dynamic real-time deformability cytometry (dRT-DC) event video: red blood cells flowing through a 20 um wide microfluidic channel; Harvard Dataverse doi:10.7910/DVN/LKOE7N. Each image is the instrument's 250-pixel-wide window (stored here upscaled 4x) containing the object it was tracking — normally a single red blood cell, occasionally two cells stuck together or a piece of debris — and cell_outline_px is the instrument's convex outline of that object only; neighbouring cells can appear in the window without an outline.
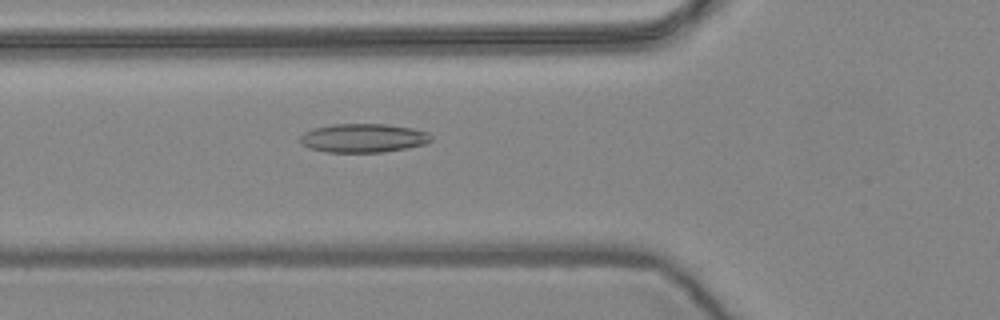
{"species": "common noctule bat (a hibernating species)", "species_latin": "Nyctalus noctula", "temperature_condition": "warm", "stored_images_in_passage": 22, "camera_frame_rate_fps": 3000, "um_per_image_px": 0.085, "animal": {"sex": "female", "body_mass_g": 24.6, "forearm_length_mm": 56.2}, "frame": {"image": 1, "passage_image": 8, "time_ms": 2.333, "image_size_px": [1000, 320], "cell_outline_px": [[432, 140], [428, 144], [408, 148], [384, 152], [328, 152], [308, 148], [300, 144], [300, 136], [304, 132], [312, 128], [332, 124], [388, 124], [412, 128], [428, 132], [432, 136]], "centroid_in_image_um": [30.89, 11.73], "position_along_channel_um": 94.9, "area_um2": 22.31}}
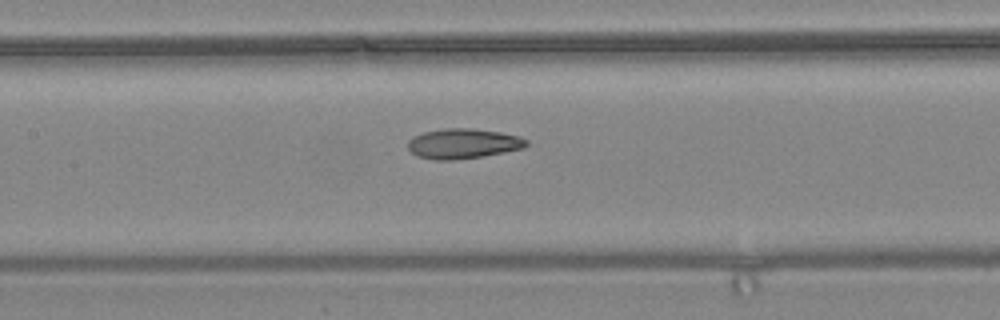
{"frame": {"image": 2, "passage_image": 14, "time_ms": 4.333, "image_size_px": [1000, 320], "cell_outline_px": [[528, 144], [524, 148], [484, 156], [452, 160], [432, 160], [416, 156], [408, 148], [408, 140], [412, 136], [424, 132], [444, 128], [468, 128], [500, 132], [520, 136], [528, 140]], "centroid_in_image_um": [39.35, 12.21], "position_along_channel_um": 168.1, "area_um2": 20.87}}
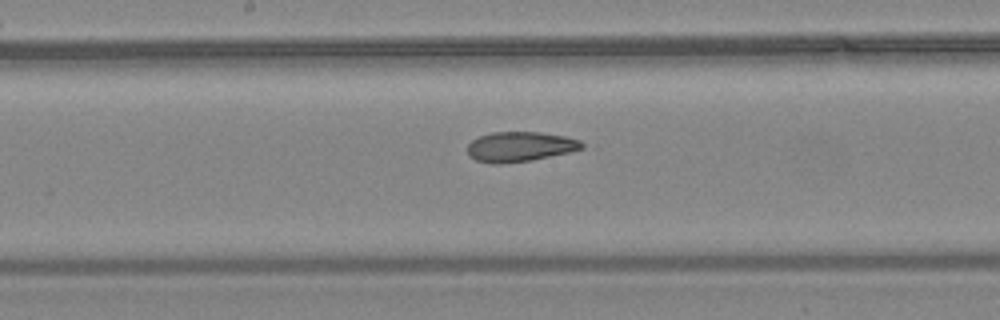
{"frame": {"image": 3, "passage_image": 17, "time_ms": 5.333, "image_size_px": [1000, 320], "cell_outline_px": [[584, 148], [572, 152], [532, 160], [500, 164], [492, 164], [476, 160], [468, 156], [468, 144], [472, 140], [480, 136], [492, 132], [540, 132], [564, 136], [580, 140], [584, 144]], "centroid_in_image_um": [44.21, 12.47], "position_along_channel_um": 204.0, "area_um2": 20.11}}